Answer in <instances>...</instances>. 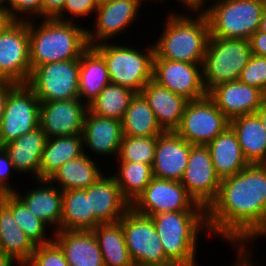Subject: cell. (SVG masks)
<instances>
[{
    "label": "cell",
    "mask_w": 266,
    "mask_h": 266,
    "mask_svg": "<svg viewBox=\"0 0 266 266\" xmlns=\"http://www.w3.org/2000/svg\"><path fill=\"white\" fill-rule=\"evenodd\" d=\"M265 213L266 164H249L221 179L218 195L206 209L208 231L238 248L259 227Z\"/></svg>",
    "instance_id": "1"
},
{
    "label": "cell",
    "mask_w": 266,
    "mask_h": 266,
    "mask_svg": "<svg viewBox=\"0 0 266 266\" xmlns=\"http://www.w3.org/2000/svg\"><path fill=\"white\" fill-rule=\"evenodd\" d=\"M42 20L38 25L33 24L36 19L28 21L31 71L47 63L80 59L89 48L88 28L77 25V21Z\"/></svg>",
    "instance_id": "2"
},
{
    "label": "cell",
    "mask_w": 266,
    "mask_h": 266,
    "mask_svg": "<svg viewBox=\"0 0 266 266\" xmlns=\"http://www.w3.org/2000/svg\"><path fill=\"white\" fill-rule=\"evenodd\" d=\"M177 13L174 10L166 16L162 34L153 43L154 58L202 65L210 38L208 18L203 11L194 17Z\"/></svg>",
    "instance_id": "3"
},
{
    "label": "cell",
    "mask_w": 266,
    "mask_h": 266,
    "mask_svg": "<svg viewBox=\"0 0 266 266\" xmlns=\"http://www.w3.org/2000/svg\"><path fill=\"white\" fill-rule=\"evenodd\" d=\"M166 257L176 264L198 266L196 251L201 231H206V211H174L150 216ZM199 234V235H198Z\"/></svg>",
    "instance_id": "4"
},
{
    "label": "cell",
    "mask_w": 266,
    "mask_h": 266,
    "mask_svg": "<svg viewBox=\"0 0 266 266\" xmlns=\"http://www.w3.org/2000/svg\"><path fill=\"white\" fill-rule=\"evenodd\" d=\"M146 46L144 52L133 48V45H119L108 41L93 48L104 58L111 83L140 93L153 79L154 46L152 43Z\"/></svg>",
    "instance_id": "5"
},
{
    "label": "cell",
    "mask_w": 266,
    "mask_h": 266,
    "mask_svg": "<svg viewBox=\"0 0 266 266\" xmlns=\"http://www.w3.org/2000/svg\"><path fill=\"white\" fill-rule=\"evenodd\" d=\"M266 0H217L203 12L210 27V36L249 40L260 28Z\"/></svg>",
    "instance_id": "6"
},
{
    "label": "cell",
    "mask_w": 266,
    "mask_h": 266,
    "mask_svg": "<svg viewBox=\"0 0 266 266\" xmlns=\"http://www.w3.org/2000/svg\"><path fill=\"white\" fill-rule=\"evenodd\" d=\"M251 55L247 39L210 36L202 64L205 90L209 92L220 83L237 81Z\"/></svg>",
    "instance_id": "7"
},
{
    "label": "cell",
    "mask_w": 266,
    "mask_h": 266,
    "mask_svg": "<svg viewBox=\"0 0 266 266\" xmlns=\"http://www.w3.org/2000/svg\"><path fill=\"white\" fill-rule=\"evenodd\" d=\"M80 59L35 67L26 83L40 102L79 98Z\"/></svg>",
    "instance_id": "8"
},
{
    "label": "cell",
    "mask_w": 266,
    "mask_h": 266,
    "mask_svg": "<svg viewBox=\"0 0 266 266\" xmlns=\"http://www.w3.org/2000/svg\"><path fill=\"white\" fill-rule=\"evenodd\" d=\"M119 222L135 266L172 263L164 253L151 217L138 214L130 207Z\"/></svg>",
    "instance_id": "9"
},
{
    "label": "cell",
    "mask_w": 266,
    "mask_h": 266,
    "mask_svg": "<svg viewBox=\"0 0 266 266\" xmlns=\"http://www.w3.org/2000/svg\"><path fill=\"white\" fill-rule=\"evenodd\" d=\"M40 104L27 84H16L8 92L0 126V147L39 126Z\"/></svg>",
    "instance_id": "10"
},
{
    "label": "cell",
    "mask_w": 266,
    "mask_h": 266,
    "mask_svg": "<svg viewBox=\"0 0 266 266\" xmlns=\"http://www.w3.org/2000/svg\"><path fill=\"white\" fill-rule=\"evenodd\" d=\"M229 126L230 120L207 94L187 102L175 132L192 145H207Z\"/></svg>",
    "instance_id": "11"
},
{
    "label": "cell",
    "mask_w": 266,
    "mask_h": 266,
    "mask_svg": "<svg viewBox=\"0 0 266 266\" xmlns=\"http://www.w3.org/2000/svg\"><path fill=\"white\" fill-rule=\"evenodd\" d=\"M131 208L149 217L163 212L206 211L188 194L181 182L156 177L131 204Z\"/></svg>",
    "instance_id": "12"
},
{
    "label": "cell",
    "mask_w": 266,
    "mask_h": 266,
    "mask_svg": "<svg viewBox=\"0 0 266 266\" xmlns=\"http://www.w3.org/2000/svg\"><path fill=\"white\" fill-rule=\"evenodd\" d=\"M30 74L28 21H12L0 35V81L26 84Z\"/></svg>",
    "instance_id": "13"
},
{
    "label": "cell",
    "mask_w": 266,
    "mask_h": 266,
    "mask_svg": "<svg viewBox=\"0 0 266 266\" xmlns=\"http://www.w3.org/2000/svg\"><path fill=\"white\" fill-rule=\"evenodd\" d=\"M181 184L195 202L205 209L216 199L221 183L206 145H191Z\"/></svg>",
    "instance_id": "14"
},
{
    "label": "cell",
    "mask_w": 266,
    "mask_h": 266,
    "mask_svg": "<svg viewBox=\"0 0 266 266\" xmlns=\"http://www.w3.org/2000/svg\"><path fill=\"white\" fill-rule=\"evenodd\" d=\"M143 1L145 3L146 0H110L98 5L94 14L95 30L87 29L89 47L107 40L112 42L111 39L126 32L139 17Z\"/></svg>",
    "instance_id": "15"
},
{
    "label": "cell",
    "mask_w": 266,
    "mask_h": 266,
    "mask_svg": "<svg viewBox=\"0 0 266 266\" xmlns=\"http://www.w3.org/2000/svg\"><path fill=\"white\" fill-rule=\"evenodd\" d=\"M153 80L189 101L208 94L203 84L201 64L153 58Z\"/></svg>",
    "instance_id": "16"
},
{
    "label": "cell",
    "mask_w": 266,
    "mask_h": 266,
    "mask_svg": "<svg viewBox=\"0 0 266 266\" xmlns=\"http://www.w3.org/2000/svg\"><path fill=\"white\" fill-rule=\"evenodd\" d=\"M87 110L79 98L41 102L39 126L47 138L82 134Z\"/></svg>",
    "instance_id": "17"
},
{
    "label": "cell",
    "mask_w": 266,
    "mask_h": 266,
    "mask_svg": "<svg viewBox=\"0 0 266 266\" xmlns=\"http://www.w3.org/2000/svg\"><path fill=\"white\" fill-rule=\"evenodd\" d=\"M208 95L229 120L256 113L266 101V95L260 89L245 85L239 80L220 83Z\"/></svg>",
    "instance_id": "18"
},
{
    "label": "cell",
    "mask_w": 266,
    "mask_h": 266,
    "mask_svg": "<svg viewBox=\"0 0 266 266\" xmlns=\"http://www.w3.org/2000/svg\"><path fill=\"white\" fill-rule=\"evenodd\" d=\"M191 145L176 132H164L157 136L153 176L180 182L187 166Z\"/></svg>",
    "instance_id": "19"
},
{
    "label": "cell",
    "mask_w": 266,
    "mask_h": 266,
    "mask_svg": "<svg viewBox=\"0 0 266 266\" xmlns=\"http://www.w3.org/2000/svg\"><path fill=\"white\" fill-rule=\"evenodd\" d=\"M83 147L93 155L118 157L123 138L122 121L86 111L83 123Z\"/></svg>",
    "instance_id": "20"
},
{
    "label": "cell",
    "mask_w": 266,
    "mask_h": 266,
    "mask_svg": "<svg viewBox=\"0 0 266 266\" xmlns=\"http://www.w3.org/2000/svg\"><path fill=\"white\" fill-rule=\"evenodd\" d=\"M84 190L89 197L90 211L100 224L118 222L131 207L121 194L113 174H102L95 183Z\"/></svg>",
    "instance_id": "21"
},
{
    "label": "cell",
    "mask_w": 266,
    "mask_h": 266,
    "mask_svg": "<svg viewBox=\"0 0 266 266\" xmlns=\"http://www.w3.org/2000/svg\"><path fill=\"white\" fill-rule=\"evenodd\" d=\"M36 186L25 194L15 190L13 193L26 205L38 219L43 221L54 232L60 231L62 218V190L48 179H38ZM43 186V187H42Z\"/></svg>",
    "instance_id": "22"
},
{
    "label": "cell",
    "mask_w": 266,
    "mask_h": 266,
    "mask_svg": "<svg viewBox=\"0 0 266 266\" xmlns=\"http://www.w3.org/2000/svg\"><path fill=\"white\" fill-rule=\"evenodd\" d=\"M151 107L164 132H175L180 126L184 109L189 100L155 82L149 81L140 92Z\"/></svg>",
    "instance_id": "23"
},
{
    "label": "cell",
    "mask_w": 266,
    "mask_h": 266,
    "mask_svg": "<svg viewBox=\"0 0 266 266\" xmlns=\"http://www.w3.org/2000/svg\"><path fill=\"white\" fill-rule=\"evenodd\" d=\"M70 266H104L102 254L92 231L60 230L53 234Z\"/></svg>",
    "instance_id": "24"
},
{
    "label": "cell",
    "mask_w": 266,
    "mask_h": 266,
    "mask_svg": "<svg viewBox=\"0 0 266 266\" xmlns=\"http://www.w3.org/2000/svg\"><path fill=\"white\" fill-rule=\"evenodd\" d=\"M46 140V134L38 126L31 132L3 146L9 155L16 173H23L25 175L29 172L30 175H33L32 179H39L41 154Z\"/></svg>",
    "instance_id": "25"
},
{
    "label": "cell",
    "mask_w": 266,
    "mask_h": 266,
    "mask_svg": "<svg viewBox=\"0 0 266 266\" xmlns=\"http://www.w3.org/2000/svg\"><path fill=\"white\" fill-rule=\"evenodd\" d=\"M242 153L249 164H266V129L257 113L230 119Z\"/></svg>",
    "instance_id": "26"
},
{
    "label": "cell",
    "mask_w": 266,
    "mask_h": 266,
    "mask_svg": "<svg viewBox=\"0 0 266 266\" xmlns=\"http://www.w3.org/2000/svg\"><path fill=\"white\" fill-rule=\"evenodd\" d=\"M206 146L220 179L233 176L249 165L242 153L236 133L230 126Z\"/></svg>",
    "instance_id": "27"
},
{
    "label": "cell",
    "mask_w": 266,
    "mask_h": 266,
    "mask_svg": "<svg viewBox=\"0 0 266 266\" xmlns=\"http://www.w3.org/2000/svg\"><path fill=\"white\" fill-rule=\"evenodd\" d=\"M110 83L109 71L104 58L89 47L80 56L79 99L87 106Z\"/></svg>",
    "instance_id": "28"
},
{
    "label": "cell",
    "mask_w": 266,
    "mask_h": 266,
    "mask_svg": "<svg viewBox=\"0 0 266 266\" xmlns=\"http://www.w3.org/2000/svg\"><path fill=\"white\" fill-rule=\"evenodd\" d=\"M94 161L84 151L80 157L65 162L48 180L62 191L86 189L104 174Z\"/></svg>",
    "instance_id": "29"
},
{
    "label": "cell",
    "mask_w": 266,
    "mask_h": 266,
    "mask_svg": "<svg viewBox=\"0 0 266 266\" xmlns=\"http://www.w3.org/2000/svg\"><path fill=\"white\" fill-rule=\"evenodd\" d=\"M83 153L82 134L47 138L41 154L39 179H49L65 162Z\"/></svg>",
    "instance_id": "30"
},
{
    "label": "cell",
    "mask_w": 266,
    "mask_h": 266,
    "mask_svg": "<svg viewBox=\"0 0 266 266\" xmlns=\"http://www.w3.org/2000/svg\"><path fill=\"white\" fill-rule=\"evenodd\" d=\"M35 245L13 218L5 205L0 210V255L8 256L25 266L31 259Z\"/></svg>",
    "instance_id": "31"
},
{
    "label": "cell",
    "mask_w": 266,
    "mask_h": 266,
    "mask_svg": "<svg viewBox=\"0 0 266 266\" xmlns=\"http://www.w3.org/2000/svg\"><path fill=\"white\" fill-rule=\"evenodd\" d=\"M99 224L90 211L89 197L84 189L62 191L60 230L92 231Z\"/></svg>",
    "instance_id": "32"
},
{
    "label": "cell",
    "mask_w": 266,
    "mask_h": 266,
    "mask_svg": "<svg viewBox=\"0 0 266 266\" xmlns=\"http://www.w3.org/2000/svg\"><path fill=\"white\" fill-rule=\"evenodd\" d=\"M92 232L98 242L104 266H135L119 221L99 224Z\"/></svg>",
    "instance_id": "33"
},
{
    "label": "cell",
    "mask_w": 266,
    "mask_h": 266,
    "mask_svg": "<svg viewBox=\"0 0 266 266\" xmlns=\"http://www.w3.org/2000/svg\"><path fill=\"white\" fill-rule=\"evenodd\" d=\"M123 136H159L164 131L141 93H136L122 119Z\"/></svg>",
    "instance_id": "34"
},
{
    "label": "cell",
    "mask_w": 266,
    "mask_h": 266,
    "mask_svg": "<svg viewBox=\"0 0 266 266\" xmlns=\"http://www.w3.org/2000/svg\"><path fill=\"white\" fill-rule=\"evenodd\" d=\"M135 94L127 87L110 82L88 105V110L98 116L122 121Z\"/></svg>",
    "instance_id": "35"
},
{
    "label": "cell",
    "mask_w": 266,
    "mask_h": 266,
    "mask_svg": "<svg viewBox=\"0 0 266 266\" xmlns=\"http://www.w3.org/2000/svg\"><path fill=\"white\" fill-rule=\"evenodd\" d=\"M118 172L113 175L123 197L130 203L144 191L153 176L152 166L136 162H117Z\"/></svg>",
    "instance_id": "36"
},
{
    "label": "cell",
    "mask_w": 266,
    "mask_h": 266,
    "mask_svg": "<svg viewBox=\"0 0 266 266\" xmlns=\"http://www.w3.org/2000/svg\"><path fill=\"white\" fill-rule=\"evenodd\" d=\"M5 205L12 211L16 223L23 229L35 246L43 245L53 240V236L50 238L46 234L49 227L30 212L26 205L14 193H11L7 197Z\"/></svg>",
    "instance_id": "37"
},
{
    "label": "cell",
    "mask_w": 266,
    "mask_h": 266,
    "mask_svg": "<svg viewBox=\"0 0 266 266\" xmlns=\"http://www.w3.org/2000/svg\"><path fill=\"white\" fill-rule=\"evenodd\" d=\"M157 136H123L117 160L153 165Z\"/></svg>",
    "instance_id": "38"
},
{
    "label": "cell",
    "mask_w": 266,
    "mask_h": 266,
    "mask_svg": "<svg viewBox=\"0 0 266 266\" xmlns=\"http://www.w3.org/2000/svg\"><path fill=\"white\" fill-rule=\"evenodd\" d=\"M25 266H70L60 246L52 240L35 247L30 261Z\"/></svg>",
    "instance_id": "39"
},
{
    "label": "cell",
    "mask_w": 266,
    "mask_h": 266,
    "mask_svg": "<svg viewBox=\"0 0 266 266\" xmlns=\"http://www.w3.org/2000/svg\"><path fill=\"white\" fill-rule=\"evenodd\" d=\"M238 80L260 89L266 95V57L252 54Z\"/></svg>",
    "instance_id": "40"
},
{
    "label": "cell",
    "mask_w": 266,
    "mask_h": 266,
    "mask_svg": "<svg viewBox=\"0 0 266 266\" xmlns=\"http://www.w3.org/2000/svg\"><path fill=\"white\" fill-rule=\"evenodd\" d=\"M8 14L13 21L42 19V0H8Z\"/></svg>",
    "instance_id": "41"
},
{
    "label": "cell",
    "mask_w": 266,
    "mask_h": 266,
    "mask_svg": "<svg viewBox=\"0 0 266 266\" xmlns=\"http://www.w3.org/2000/svg\"><path fill=\"white\" fill-rule=\"evenodd\" d=\"M97 7L98 5L95 0H66L63 10L55 18L61 21L75 22V18H81V16L85 18L88 15L93 16L92 13H95ZM68 13L73 18L70 15L68 16ZM66 14L67 16L65 17Z\"/></svg>",
    "instance_id": "42"
},
{
    "label": "cell",
    "mask_w": 266,
    "mask_h": 266,
    "mask_svg": "<svg viewBox=\"0 0 266 266\" xmlns=\"http://www.w3.org/2000/svg\"><path fill=\"white\" fill-rule=\"evenodd\" d=\"M257 237L258 238L265 237L266 239V213L259 227L238 248H236L237 249V251H235L237 252L236 259L247 262L249 259L253 258L252 252L247 246L250 244L249 242H252L255 239L257 240Z\"/></svg>",
    "instance_id": "43"
},
{
    "label": "cell",
    "mask_w": 266,
    "mask_h": 266,
    "mask_svg": "<svg viewBox=\"0 0 266 266\" xmlns=\"http://www.w3.org/2000/svg\"><path fill=\"white\" fill-rule=\"evenodd\" d=\"M12 172H16L14 166L9 158V155L0 147V187L6 188L13 193L16 189L9 184V178L11 179Z\"/></svg>",
    "instance_id": "44"
},
{
    "label": "cell",
    "mask_w": 266,
    "mask_h": 266,
    "mask_svg": "<svg viewBox=\"0 0 266 266\" xmlns=\"http://www.w3.org/2000/svg\"><path fill=\"white\" fill-rule=\"evenodd\" d=\"M251 53L266 57V33L257 30L251 35L250 39Z\"/></svg>",
    "instance_id": "45"
},
{
    "label": "cell",
    "mask_w": 266,
    "mask_h": 266,
    "mask_svg": "<svg viewBox=\"0 0 266 266\" xmlns=\"http://www.w3.org/2000/svg\"><path fill=\"white\" fill-rule=\"evenodd\" d=\"M66 0H42V19L55 18L62 10Z\"/></svg>",
    "instance_id": "46"
},
{
    "label": "cell",
    "mask_w": 266,
    "mask_h": 266,
    "mask_svg": "<svg viewBox=\"0 0 266 266\" xmlns=\"http://www.w3.org/2000/svg\"><path fill=\"white\" fill-rule=\"evenodd\" d=\"M153 2L158 3V1L162 2L164 0H152ZM180 4L184 5L185 9H187V11L192 12V14L194 12L197 11H203L204 10V4H207L206 2L208 0H177ZM189 9V10H188Z\"/></svg>",
    "instance_id": "47"
},
{
    "label": "cell",
    "mask_w": 266,
    "mask_h": 266,
    "mask_svg": "<svg viewBox=\"0 0 266 266\" xmlns=\"http://www.w3.org/2000/svg\"><path fill=\"white\" fill-rule=\"evenodd\" d=\"M16 84L8 81H0V126L1 120L4 111V105L8 96V92L15 86Z\"/></svg>",
    "instance_id": "48"
},
{
    "label": "cell",
    "mask_w": 266,
    "mask_h": 266,
    "mask_svg": "<svg viewBox=\"0 0 266 266\" xmlns=\"http://www.w3.org/2000/svg\"><path fill=\"white\" fill-rule=\"evenodd\" d=\"M12 21L9 14L0 13V35Z\"/></svg>",
    "instance_id": "49"
},
{
    "label": "cell",
    "mask_w": 266,
    "mask_h": 266,
    "mask_svg": "<svg viewBox=\"0 0 266 266\" xmlns=\"http://www.w3.org/2000/svg\"><path fill=\"white\" fill-rule=\"evenodd\" d=\"M15 264H18V266H22L17 260L14 258L0 255V266H14Z\"/></svg>",
    "instance_id": "50"
},
{
    "label": "cell",
    "mask_w": 266,
    "mask_h": 266,
    "mask_svg": "<svg viewBox=\"0 0 266 266\" xmlns=\"http://www.w3.org/2000/svg\"><path fill=\"white\" fill-rule=\"evenodd\" d=\"M262 122L263 127L266 129V101L263 103V105L257 110L256 112Z\"/></svg>",
    "instance_id": "51"
},
{
    "label": "cell",
    "mask_w": 266,
    "mask_h": 266,
    "mask_svg": "<svg viewBox=\"0 0 266 266\" xmlns=\"http://www.w3.org/2000/svg\"><path fill=\"white\" fill-rule=\"evenodd\" d=\"M11 194L6 188L0 187V210L5 206L7 197Z\"/></svg>",
    "instance_id": "52"
},
{
    "label": "cell",
    "mask_w": 266,
    "mask_h": 266,
    "mask_svg": "<svg viewBox=\"0 0 266 266\" xmlns=\"http://www.w3.org/2000/svg\"><path fill=\"white\" fill-rule=\"evenodd\" d=\"M259 31L266 33V8L262 14Z\"/></svg>",
    "instance_id": "53"
},
{
    "label": "cell",
    "mask_w": 266,
    "mask_h": 266,
    "mask_svg": "<svg viewBox=\"0 0 266 266\" xmlns=\"http://www.w3.org/2000/svg\"><path fill=\"white\" fill-rule=\"evenodd\" d=\"M0 13L8 14V0H0Z\"/></svg>",
    "instance_id": "54"
},
{
    "label": "cell",
    "mask_w": 266,
    "mask_h": 266,
    "mask_svg": "<svg viewBox=\"0 0 266 266\" xmlns=\"http://www.w3.org/2000/svg\"><path fill=\"white\" fill-rule=\"evenodd\" d=\"M236 262L233 263V266H250L247 262L235 259Z\"/></svg>",
    "instance_id": "55"
},
{
    "label": "cell",
    "mask_w": 266,
    "mask_h": 266,
    "mask_svg": "<svg viewBox=\"0 0 266 266\" xmlns=\"http://www.w3.org/2000/svg\"><path fill=\"white\" fill-rule=\"evenodd\" d=\"M95 1H96L97 5H101V4L106 3L110 0H95Z\"/></svg>",
    "instance_id": "56"
},
{
    "label": "cell",
    "mask_w": 266,
    "mask_h": 266,
    "mask_svg": "<svg viewBox=\"0 0 266 266\" xmlns=\"http://www.w3.org/2000/svg\"><path fill=\"white\" fill-rule=\"evenodd\" d=\"M254 260L253 259H249L247 261V263L250 265V266H258V265H255V263L253 262Z\"/></svg>",
    "instance_id": "57"
}]
</instances>
